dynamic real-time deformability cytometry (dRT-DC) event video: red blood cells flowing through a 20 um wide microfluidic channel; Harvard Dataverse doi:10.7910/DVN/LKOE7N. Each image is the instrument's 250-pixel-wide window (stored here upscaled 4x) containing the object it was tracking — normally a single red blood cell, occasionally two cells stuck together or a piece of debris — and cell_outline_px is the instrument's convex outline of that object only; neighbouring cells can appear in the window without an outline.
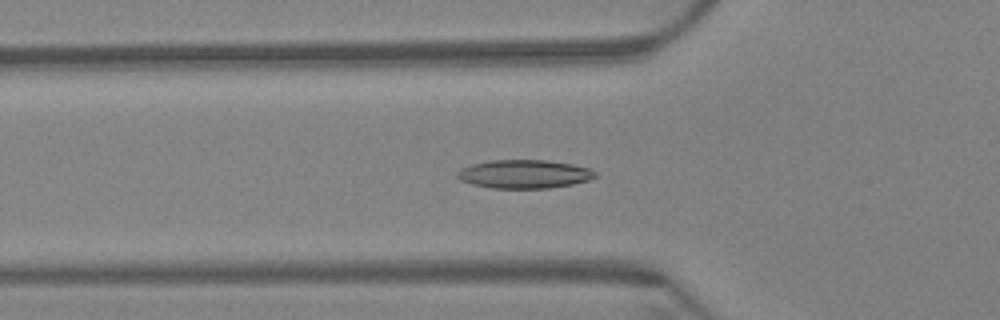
{"species": "Egyptian fruit bat (a non-hibernating species)", "species_latin": "Rousettus aegyptiacus", "temperature_condition": "warm", "stored_images_in_passage": 43, "camera_frame_rate_fps": 3000, "um_per_image_px": 0.085, "animal": {"sex": "female"}, "frame": {"image": 1, "passage_image": 3, "time_ms": 0.667, "image_size_px": [1000, 320], "cell_outline_px": [[596, 176], [588, 180], [572, 184], [548, 188], [492, 188], [472, 184], [460, 180], [456, 176], [456, 172], [460, 168], [472, 164], [488, 160], [548, 160], [572, 164], [588, 168], [596, 172]], "centroid_in_image_um": [44.52, 14.79], "position_along_channel_um": 81.3, "area_um2": 22.95}}
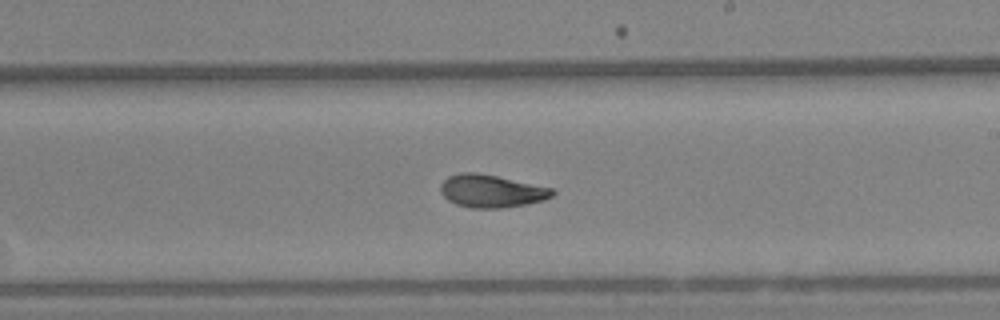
{"frame": {"image": 2, "passage_image": 18, "time_ms": 5.667, "image_size_px": [1000, 320], "cell_outline_px": [[556, 192], [552, 196], [544, 200], [524, 204], [500, 208], [472, 208], [456, 204], [448, 200], [440, 192], [440, 184], [448, 176], [460, 172], [476, 172], [496, 176], [552, 188]], "centroid_in_image_um": [41.73, 16.23], "position_along_channel_um": 247.3, "area_um2": 21.21}}
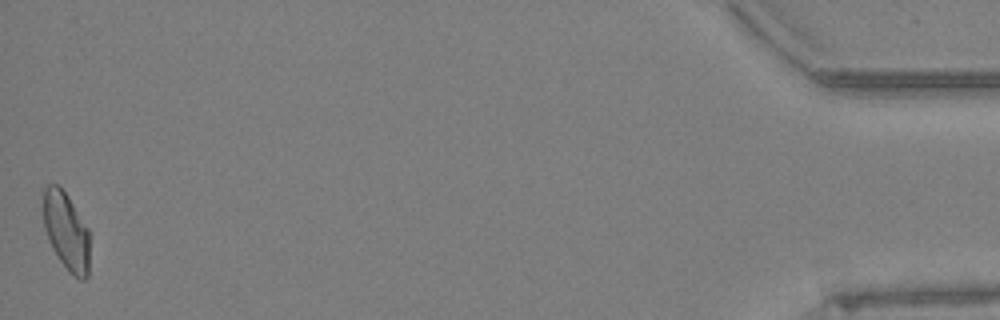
{"frame": {"image": 3, "passage_image": 43, "time_ms": 14.0, "image_size_px": [1000, 320], "cell_outline_px": [[88, 276], [84, 280], [80, 280], [68, 272], [52, 248], [44, 228], [44, 188], [48, 184], [56, 184], [68, 196], [88, 228]], "centroid_in_image_um": [5.63, 19.67], "position_along_channel_um": 429.6, "area_um2": 20.75}, "authors_computed_cell_mechanics": {"area_um2": 21.2126, "velocity_mm_per_s": 3.3286, "shape_relaxation_time_tau1_ms": null, "shape_relaxation_time_tau2_ms": 2.741, "deformation_change_tau1": null, "deformation_change_tau2": 0.0813}}